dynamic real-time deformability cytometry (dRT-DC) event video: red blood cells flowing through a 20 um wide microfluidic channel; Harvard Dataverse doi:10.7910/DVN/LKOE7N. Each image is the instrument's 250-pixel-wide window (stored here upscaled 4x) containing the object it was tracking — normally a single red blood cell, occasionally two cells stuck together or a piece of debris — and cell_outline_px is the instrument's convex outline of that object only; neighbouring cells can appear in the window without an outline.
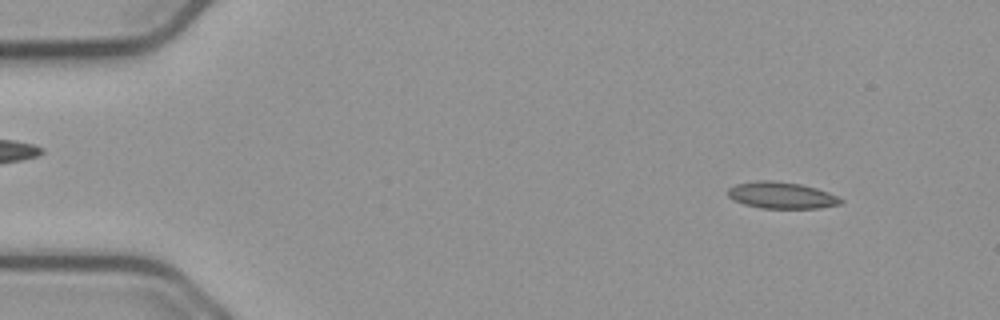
{"species": "common noctule bat (a hibernating species)", "species_latin": "Nyctalus noctula", "temperature_condition": "cold", "stored_images_in_passage": 52, "camera_frame_rate_fps": 3000, "um_per_image_px": 0.085, "animal": {"sex": "male", "body_mass_g": 23.1, "forearm_length_mm": 52.7}, "frame": {"image": 1, "passage_image": 3, "time_ms": 0.667, "image_size_px": [1000, 320], "cell_outline_px": [[844, 200], [840, 204], [820, 208], [760, 208], [744, 204], [732, 200], [728, 196], [728, 188], [736, 184], [756, 180], [772, 180], [800, 184], [816, 188], [828, 192]], "centroid_in_image_um": [66.4, 16.6], "position_along_channel_um": 18.6, "area_um2": 17.51}}
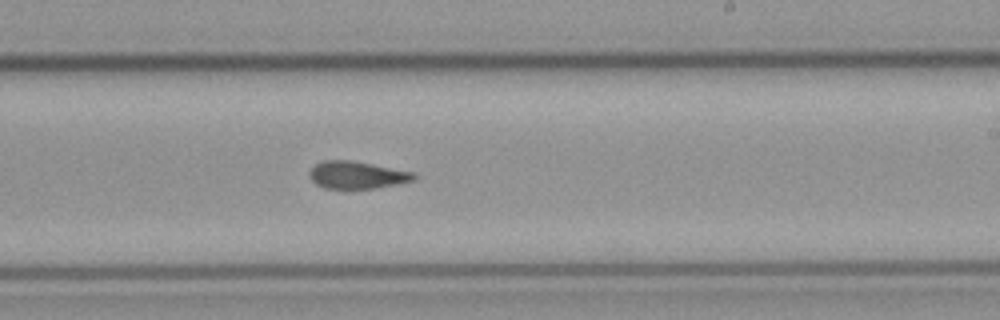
{"frame": {"image": 2, "passage_image": 30, "time_ms": 9.667, "image_size_px": [1000, 320], "cell_outline_px": [[416, 180], [376, 188], [324, 188], [316, 184], [308, 176], [308, 172], [316, 164], [324, 160], [348, 160], [412, 172], [416, 176]], "centroid_in_image_um": [30.3, 14.88], "position_along_channel_um": 258.7, "area_um2": 16.36}}
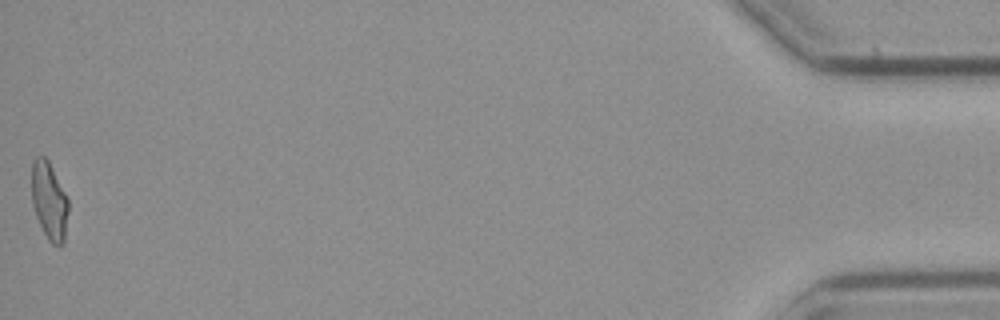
{"frame": {"image": 3, "passage_image": 52, "time_ms": 17.0, "image_size_px": [1000, 320], "cell_outline_px": [[68, 212], [64, 244], [60, 248], [52, 244], [48, 240], [36, 216], [32, 204], [32, 160], [36, 156], [44, 156], [48, 160], [68, 200]], "centroid_in_image_um": [4.18, 17.11], "position_along_channel_um": 431.0, "area_um2": 16.59}, "authors_computed_cell_mechanics": {"area_um2": 17.1088, "velocity_mm_per_s": 3.7578, "shape_relaxation_time_tau1_ms": null, "shape_relaxation_time_tau2_ms": 3.3618, "deformation_change_tau1": null, "deformation_change_tau2": 0.0902}}